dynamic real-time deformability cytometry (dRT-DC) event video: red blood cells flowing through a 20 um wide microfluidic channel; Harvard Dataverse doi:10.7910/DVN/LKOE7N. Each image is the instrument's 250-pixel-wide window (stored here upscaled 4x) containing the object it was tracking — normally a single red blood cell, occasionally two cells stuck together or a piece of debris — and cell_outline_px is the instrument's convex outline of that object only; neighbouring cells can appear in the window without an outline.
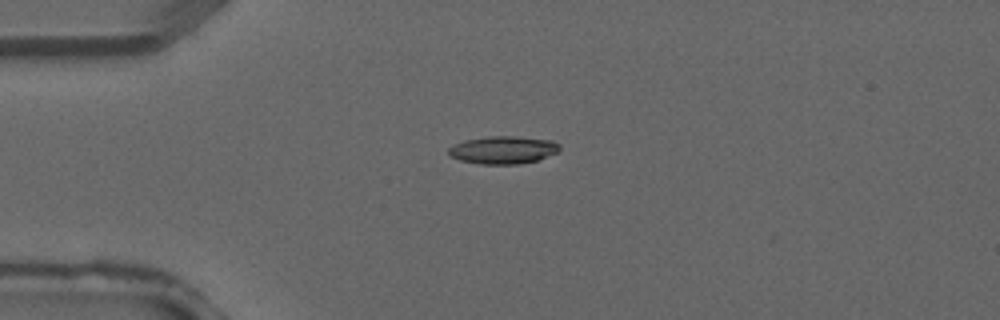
{"species": "common noctule bat (a hibernating species)", "species_latin": "Nyctalus noctula", "temperature_condition": "warm", "stored_images_in_passage": 3, "camera_frame_rate_fps": 3000, "um_per_image_px": 0.085, "animal": {"sex": "male", "forearm_length_mm": 52.5}, "frame": {"image": 1, "passage_image": 2, "time_ms": 0.333, "image_size_px": [1000, 320], "cell_outline_px": [[560, 152], [536, 160], [516, 164], [480, 164], [460, 160], [452, 156], [448, 152], [448, 148], [464, 140], [488, 136], [512, 136], [552, 140], [560, 144]], "centroid_in_image_um": [42.8, 12.74], "position_along_channel_um": 42.2, "area_um2": 17.86}}